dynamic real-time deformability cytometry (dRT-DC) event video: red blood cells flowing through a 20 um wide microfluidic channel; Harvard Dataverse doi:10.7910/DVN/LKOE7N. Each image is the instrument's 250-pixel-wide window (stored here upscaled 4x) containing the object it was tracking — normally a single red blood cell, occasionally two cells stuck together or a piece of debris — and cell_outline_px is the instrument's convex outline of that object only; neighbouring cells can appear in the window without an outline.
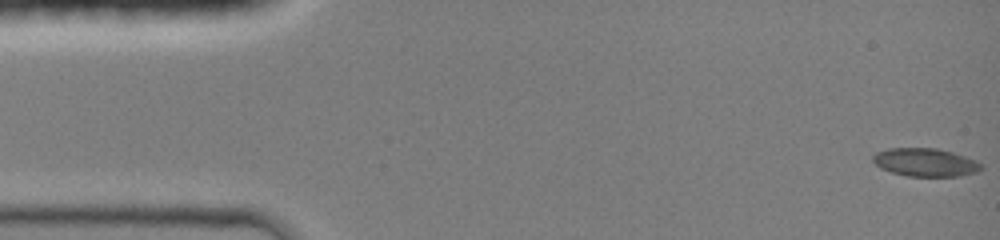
{"species": "common noctule bat (a hibernating species)", "species_latin": "Nyctalus noctula", "temperature_condition": "room temperature", "stored_images_in_passage": 7, "segment_of_instrument_passage": [1, 2], "camera_frame_rate_fps": 3000, "um_per_image_px": 0.085, "animal": {"sex": "female", "body_mass_g": 19.0, "forearm_length_mm": 51.5}, "frame": {"image": 1, "passage_image": 1, "time_ms": 0.0, "image_size_px": [1000, 240], "cell_outline_px": [[984, 168], [976, 172], [960, 176], [908, 176], [892, 172], [880, 168], [872, 160], [872, 156], [876, 152], [888, 148], [936, 148], [952, 152], [976, 160]], "centroid_in_image_um": [78.64, 13.79], "position_along_channel_um": 6.4, "area_um2": 17.74}}